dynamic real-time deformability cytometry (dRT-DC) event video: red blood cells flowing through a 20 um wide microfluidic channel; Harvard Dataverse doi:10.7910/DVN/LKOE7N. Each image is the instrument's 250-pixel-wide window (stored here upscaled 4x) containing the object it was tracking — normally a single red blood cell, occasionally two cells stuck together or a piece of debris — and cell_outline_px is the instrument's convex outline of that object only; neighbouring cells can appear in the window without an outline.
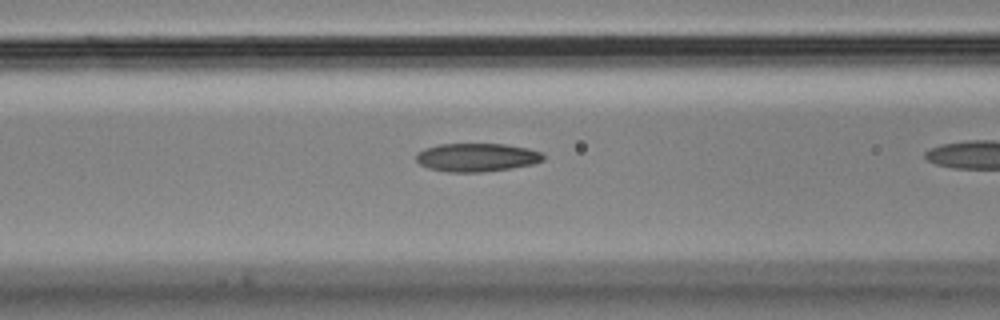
{"species": "Egyptian fruit bat (a non-hibernating species)", "species_latin": "Rousettus aegyptiacus", "temperature_condition": "cold", "stored_images_in_passage": 16, "camera_frame_rate_fps": 3000, "um_per_image_px": 0.085, "animal": {"sex": "male"}, "frame": {"image": 1, "passage_image": 14, "time_ms": 4.333, "image_size_px": [1000, 320], "cell_outline_px": [[544, 160], [532, 164], [512, 168], [484, 172], [448, 172], [428, 168], [420, 164], [416, 160], [416, 152], [424, 148], [440, 144], [504, 144], [528, 148], [540, 152], [544, 156]], "centroid_in_image_um": [40.5, 13.38], "position_along_channel_um": 126.1, "area_um2": 21.1}}